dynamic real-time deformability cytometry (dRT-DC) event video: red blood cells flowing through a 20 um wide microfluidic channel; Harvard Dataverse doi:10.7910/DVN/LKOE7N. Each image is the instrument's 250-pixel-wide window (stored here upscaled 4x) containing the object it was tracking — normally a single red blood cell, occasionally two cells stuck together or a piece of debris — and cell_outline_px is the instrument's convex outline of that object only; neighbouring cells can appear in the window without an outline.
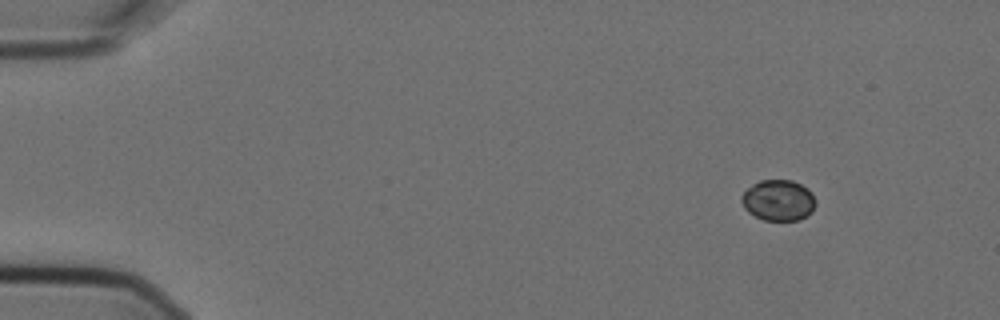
{"species": "Egyptian fruit bat (a non-hibernating species)", "species_latin": "Rousettus aegyptiacus", "temperature_condition": "cold", "stored_images_in_passage": 5, "segment_of_instrument_passage": [1, 2], "camera_frame_rate_fps": 3000, "um_per_image_px": 0.085, "animal": {"sex": "female"}, "frame": {"image": 1, "passage_image": 1, "time_ms": 0.0, "image_size_px": [1000, 320], "cell_outline_px": [[816, 204], [812, 212], [808, 216], [800, 220], [764, 220], [748, 212], [744, 208], [740, 200], [740, 196], [752, 184], [760, 180], [792, 180], [808, 188], [812, 192], [816, 200]], "centroid_in_image_um": [66.18, 17.02], "position_along_channel_um": 18.8, "area_um2": 17.92}}